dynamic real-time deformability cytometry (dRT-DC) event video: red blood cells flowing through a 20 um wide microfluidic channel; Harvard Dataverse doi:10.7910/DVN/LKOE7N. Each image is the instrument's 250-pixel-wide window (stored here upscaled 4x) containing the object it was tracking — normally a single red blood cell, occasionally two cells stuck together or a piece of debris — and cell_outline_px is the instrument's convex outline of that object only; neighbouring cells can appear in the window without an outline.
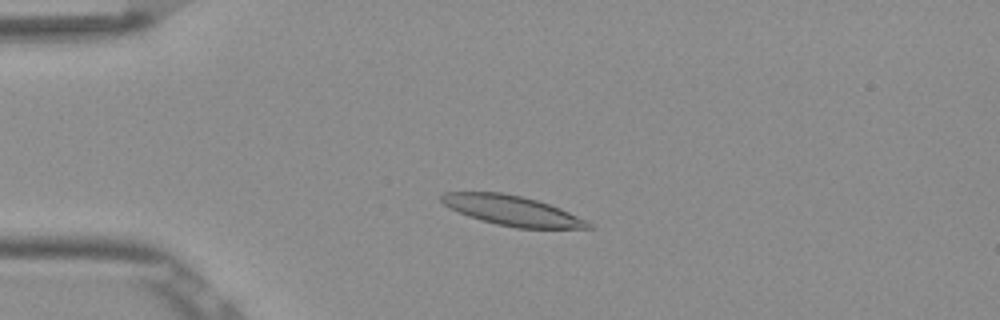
{"species": "Egyptian fruit bat (a non-hibernating species)", "species_latin": "Rousettus aegyptiacus", "temperature_condition": "room temperature", "stored_images_in_passage": 52, "camera_frame_rate_fps": 3000, "um_per_image_px": 0.085, "frame": {"image": 1, "passage_image": 12, "time_ms": 3.667, "image_size_px": [1000, 320], "cell_outline_px": [[596, 228], [516, 228], [496, 224], [480, 220], [468, 216], [448, 208], [440, 200], [440, 196], [444, 192], [504, 192], [524, 196], [560, 208], [588, 220]], "centroid_in_image_um": [43.53, 17.9], "position_along_channel_um": 41.5, "area_um2": 25.78}}
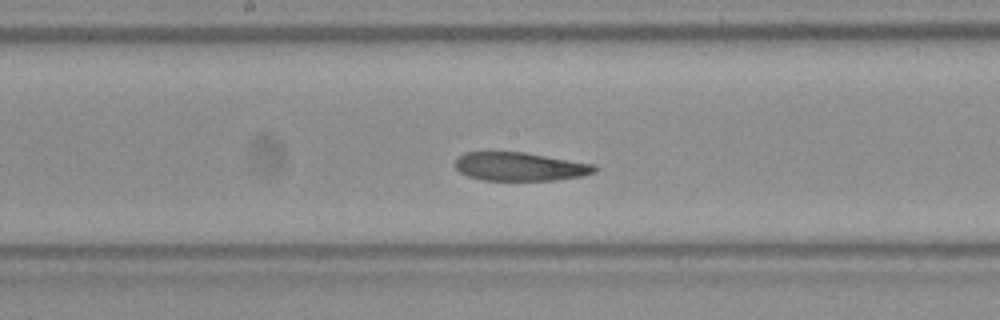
{"frame": {"image": 2, "passage_image": 27, "time_ms": 8.667, "image_size_px": [1000, 320], "cell_outline_px": [[596, 172], [580, 176], [552, 180], [480, 180], [468, 176], [460, 172], [456, 168], [456, 156], [464, 152], [524, 152], [596, 164]], "centroid_in_image_um": [44.17, 14.15], "position_along_channel_um": 204.0, "area_um2": 23.18}}
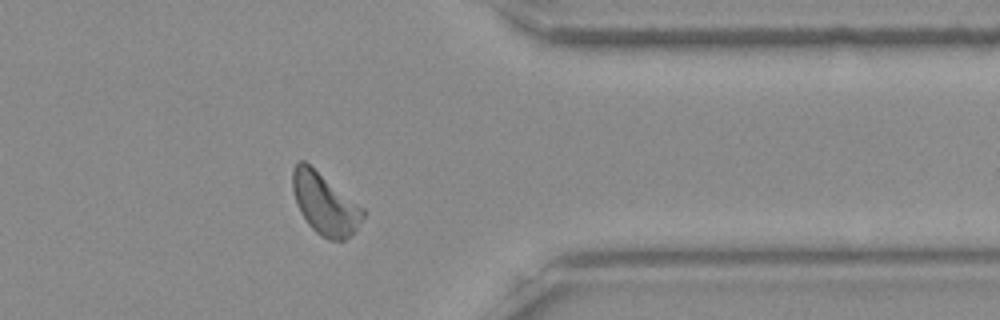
{"frame": {"image": 3, "passage_image": 42, "time_ms": 13.667, "image_size_px": [1000, 320], "cell_outline_px": [[368, 212], [356, 228], [344, 240], [328, 240], [320, 236], [308, 224], [300, 212], [292, 188], [292, 168], [296, 160], [304, 160], [364, 208]], "centroid_in_image_um": [27.6, 17.3], "position_along_channel_um": 383.8, "area_um2": 25.14}, "authors_computed_cell_mechanics": {"area_um2": 24.7095, "velocity_mm_per_s": 3.8246, "shape_relaxation_time_tau1_ms": null, "shape_relaxation_time_tau2_ms": 7.4674, "deformation_change_tau1": null, "deformation_change_tau2": 0.1042}}